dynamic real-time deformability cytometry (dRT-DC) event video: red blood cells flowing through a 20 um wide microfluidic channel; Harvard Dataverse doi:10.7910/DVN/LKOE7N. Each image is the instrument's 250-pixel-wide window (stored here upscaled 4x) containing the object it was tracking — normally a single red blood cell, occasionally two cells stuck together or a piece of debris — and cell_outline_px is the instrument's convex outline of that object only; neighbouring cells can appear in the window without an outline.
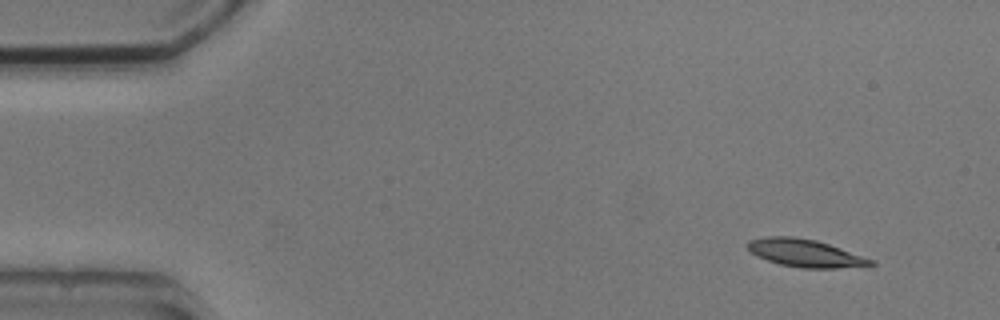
{"species": "common noctule bat (a hibernating species)", "species_latin": "Nyctalus noctula", "temperature_condition": "cold", "stored_images_in_passage": 3, "camera_frame_rate_fps": 3000, "um_per_image_px": 0.085, "animal": {"sex": "male", "body_mass_g": 20.5, "forearm_length_mm": 52.5}, "frame": {"image": 1, "passage_image": 1, "time_ms": 0.0, "image_size_px": [1000, 320], "cell_outline_px": [[876, 264], [836, 268], [800, 268], [780, 264], [756, 256], [748, 248], [748, 240], [764, 236], [792, 236], [816, 240], [876, 260]], "centroid_in_image_um": [68.43, 21.5], "position_along_channel_um": 16.6, "area_um2": 19.77}}
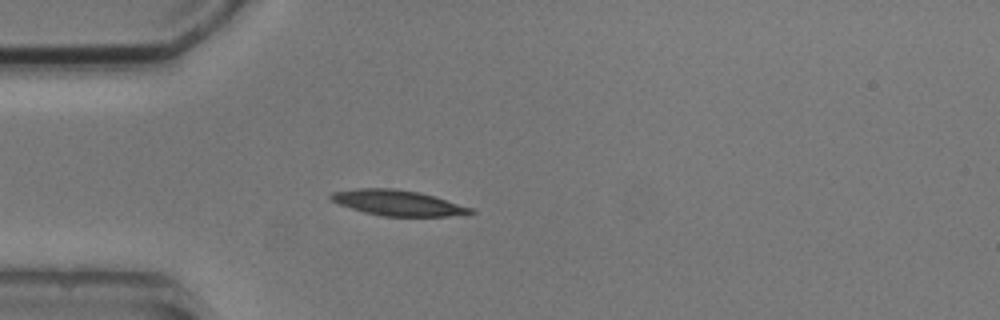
{"frame": {"image": 2, "passage_image": 3, "time_ms": 3.333, "image_size_px": [1000, 320], "cell_outline_px": [[476, 212], [472, 216], [380, 216], [364, 212], [340, 204], [332, 200], [328, 196], [332, 192], [356, 188], [396, 188], [420, 192], [436, 196], [472, 208]], "centroid_in_image_um": [33.9, 17.25], "position_along_channel_um": 51.1, "area_um2": 21.1}}